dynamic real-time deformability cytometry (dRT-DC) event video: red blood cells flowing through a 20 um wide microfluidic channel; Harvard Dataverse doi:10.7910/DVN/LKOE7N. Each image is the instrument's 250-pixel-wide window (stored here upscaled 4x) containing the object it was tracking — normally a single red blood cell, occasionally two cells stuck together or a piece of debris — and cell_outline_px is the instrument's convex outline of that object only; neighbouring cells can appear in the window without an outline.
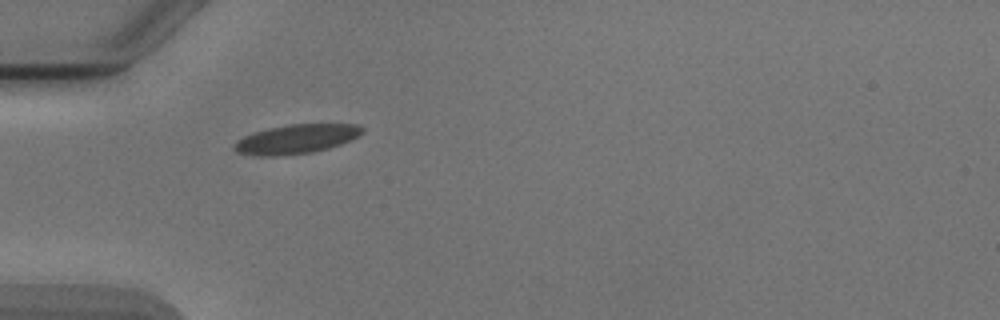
{"species": "Egyptian fruit bat (a non-hibernating species)", "species_latin": "Rousettus aegyptiacus", "temperature_condition": "cold", "stored_images_in_passage": 34, "camera_frame_rate_fps": 3000, "um_per_image_px": 0.085, "animal": {"sex": "male"}, "frame": {"image": 1, "passage_image": 1, "time_ms": 0.0, "image_size_px": [1000, 320], "cell_outline_px": [[364, 132], [340, 144], [328, 148], [312, 152], [284, 156], [256, 156], [236, 152], [232, 148], [236, 140], [244, 136], [268, 128], [288, 124], [356, 124], [364, 128]], "centroid_in_image_um": [25.13, 11.83], "position_along_channel_um": 59.9, "area_um2": 21.79}}
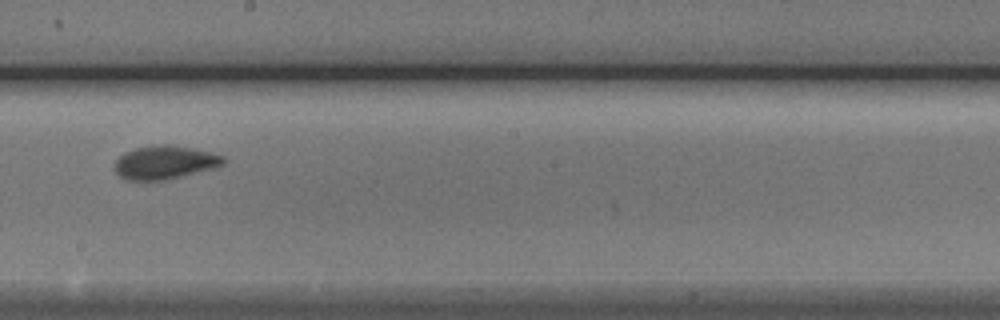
{"frame": {"image": 2, "passage_image": 15, "time_ms": 4.667, "image_size_px": [1000, 320], "cell_outline_px": [[228, 160], [224, 164], [212, 168], [164, 180], [128, 180], [120, 176], [116, 172], [116, 160], [124, 152], [136, 148], [156, 144], [172, 144], [208, 152], [224, 156]], "centroid_in_image_um": [14.01, 13.79], "position_along_channel_um": 234.2, "area_um2": 20.92}}
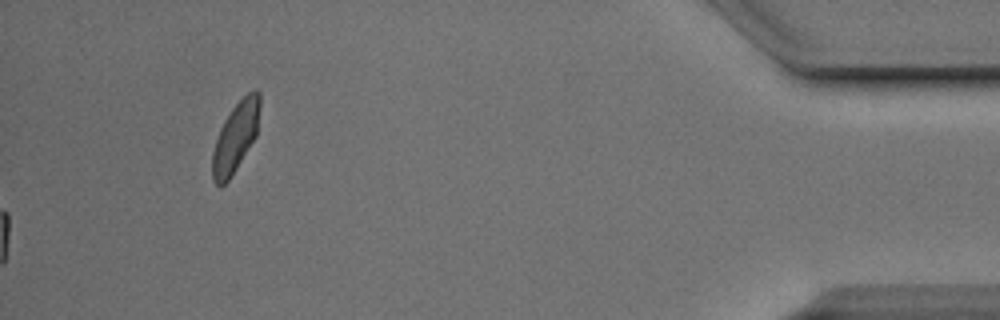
{"frame": {"image": 3, "passage_image": 34, "time_ms": 11.0, "image_size_px": [1000, 320], "cell_outline_px": [[260, 104], [256, 136], [236, 168], [228, 180], [220, 188], [212, 180], [212, 152], [220, 128], [224, 120], [232, 108], [248, 92], [256, 88], [260, 92]], "centroid_in_image_um": [20.01, 11.64], "position_along_channel_um": 415.2, "area_um2": 19.13}, "authors_computed_cell_mechanics": {"area_um2": 19.9121, "velocity_mm_per_s": 3.8591, "shape_relaxation_time_tau1_ms": 5.5004, "shape_relaxation_time_tau2_ms": 0.8119, "deformation_change_tau1": 0.1458, "deformation_change_tau2": 0.0471}}